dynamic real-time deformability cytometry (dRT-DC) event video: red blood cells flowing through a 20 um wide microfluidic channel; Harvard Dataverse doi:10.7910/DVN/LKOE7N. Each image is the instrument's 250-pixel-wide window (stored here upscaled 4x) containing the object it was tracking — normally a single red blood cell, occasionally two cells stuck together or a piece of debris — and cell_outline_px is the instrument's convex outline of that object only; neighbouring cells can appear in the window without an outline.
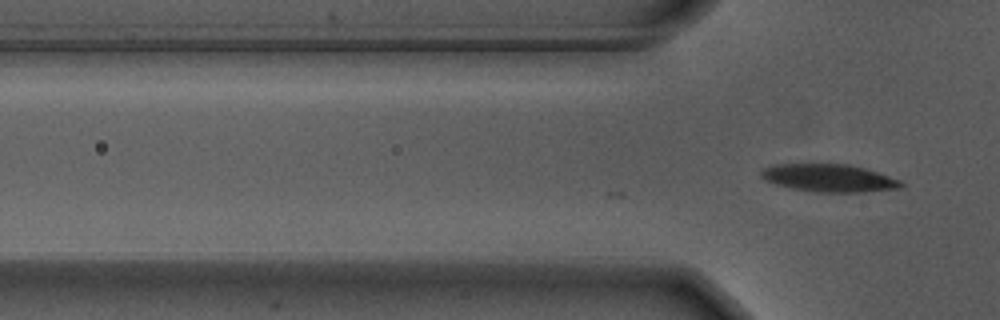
{"species": "Egyptian fruit bat (a non-hibernating species)", "species_latin": "Rousettus aegyptiacus", "temperature_condition": "warm", "stored_images_in_passage": 2, "camera_frame_rate_fps": 3000, "um_per_image_px": 0.085, "animal": {"sex": "male"}, "frame": {"image": 1, "passage_image": 2, "time_ms": 0.333, "image_size_px": [1000, 320], "cell_outline_px": [[904, 184], [900, 188], [864, 192], [816, 192], [792, 188], [776, 184], [764, 180], [760, 176], [760, 172], [764, 168], [772, 164], [848, 164], [864, 168], [900, 180]], "centroid_in_image_um": [70.43, 15.13], "position_along_channel_um": 55.4, "area_um2": 22.48}}